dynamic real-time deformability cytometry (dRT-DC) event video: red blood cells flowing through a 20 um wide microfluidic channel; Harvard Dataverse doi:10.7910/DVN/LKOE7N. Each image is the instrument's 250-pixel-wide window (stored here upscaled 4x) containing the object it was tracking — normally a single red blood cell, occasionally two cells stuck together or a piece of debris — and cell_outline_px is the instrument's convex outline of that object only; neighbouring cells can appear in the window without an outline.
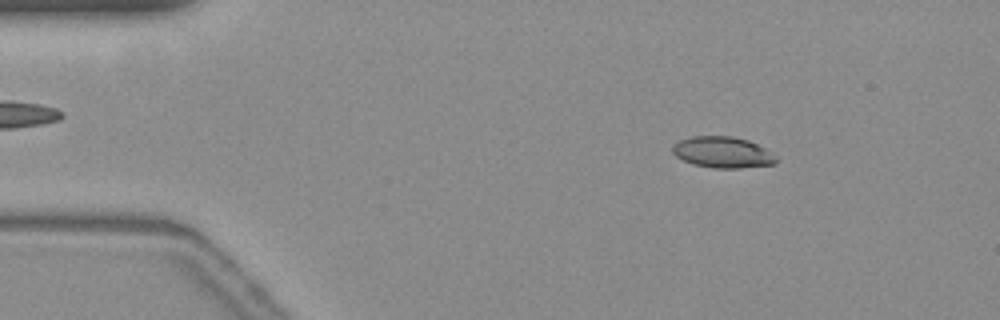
{"species": "common noctule bat (a hibernating species)", "species_latin": "Nyctalus noctula", "temperature_condition": "warm", "stored_images_in_passage": 53, "camera_frame_rate_fps": 3000, "um_per_image_px": 0.085, "animal": {"sex": "female", "body_mass_g": 19.3, "forearm_length_mm": 54.1}, "frame": {"image": 1, "passage_image": 6, "time_ms": 1.667, "image_size_px": [1000, 320], "cell_outline_px": [[780, 156], [776, 164], [740, 168], [712, 168], [692, 164], [676, 156], [672, 152], [672, 144], [680, 140], [692, 136], [732, 136], [748, 140]], "centroid_in_image_um": [61.46, 12.95], "position_along_channel_um": 23.5, "area_um2": 19.07}}
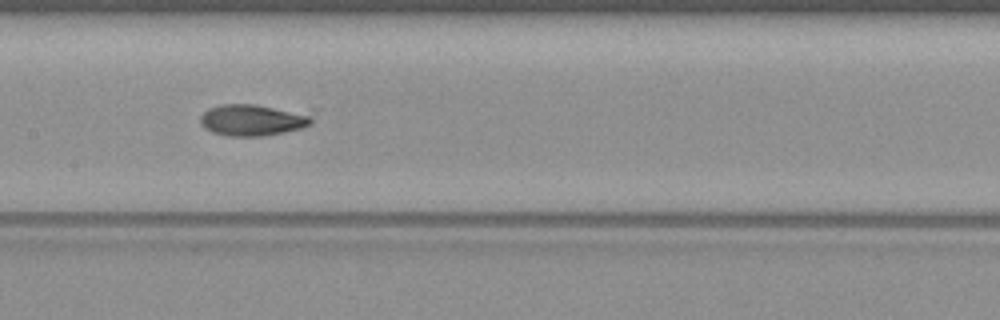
{"frame": {"image": 2, "passage_image": 25, "time_ms": 8.0, "image_size_px": [1000, 320], "cell_outline_px": [[316, 108], [312, 124], [300, 128], [284, 132], [264, 136], [228, 136], [212, 132], [204, 128], [200, 124], [200, 116], [208, 108], [220, 104], [256, 104]], "centroid_in_image_um": [21.7, 10.14], "position_along_channel_um": 185.7, "area_um2": 22.02}}
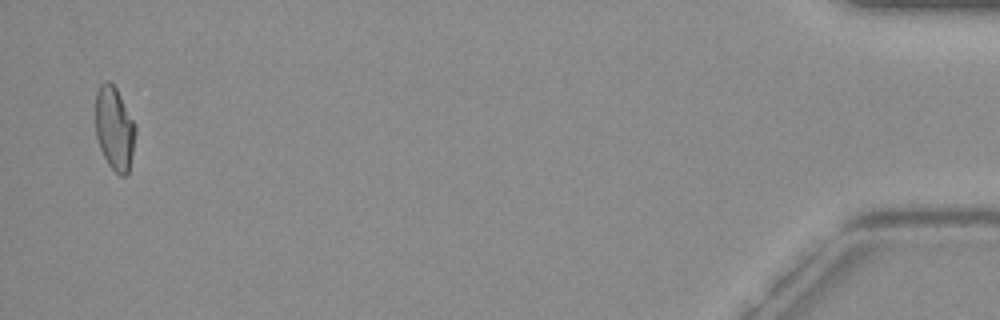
{"frame": {"image": 3, "passage_image": 52, "time_ms": 17.0, "image_size_px": [1000, 320], "cell_outline_px": [[136, 132], [128, 172], [124, 176], [120, 176], [108, 164], [100, 148], [96, 136], [96, 92], [100, 84], [104, 80], [108, 80], [116, 88], [136, 124]], "centroid_in_image_um": [9.73, 10.89], "position_along_channel_um": 425.5, "area_um2": 19.36}}